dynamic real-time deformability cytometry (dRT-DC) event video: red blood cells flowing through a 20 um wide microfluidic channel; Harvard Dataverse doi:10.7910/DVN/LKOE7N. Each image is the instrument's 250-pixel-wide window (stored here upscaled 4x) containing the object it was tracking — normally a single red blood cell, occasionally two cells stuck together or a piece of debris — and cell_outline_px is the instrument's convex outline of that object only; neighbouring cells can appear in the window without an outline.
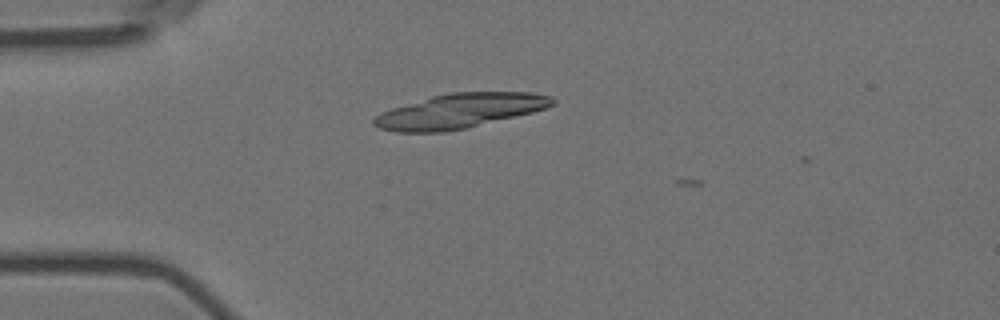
{"species": "Egyptian fruit bat (a non-hibernating species)", "species_latin": "Rousettus aegyptiacus", "temperature_condition": "room temperature", "stored_images_in_passage": 4, "camera_frame_rate_fps": 3000, "um_per_image_px": 0.085, "animal": {"sex": "female"}, "frame": {"image": 1, "passage_image": 3, "time_ms": 0.667, "image_size_px": [1000, 320], "cell_outline_px": [[556, 104], [548, 108], [532, 112], [464, 128], [444, 132], [396, 132], [380, 128], [372, 124], [372, 120], [376, 116], [392, 108], [432, 96], [448, 92], [532, 92], [552, 96], [556, 100]], "centroid_in_image_um": [39.11, 9.42], "position_along_channel_um": 45.9, "area_um2": 35.72}}